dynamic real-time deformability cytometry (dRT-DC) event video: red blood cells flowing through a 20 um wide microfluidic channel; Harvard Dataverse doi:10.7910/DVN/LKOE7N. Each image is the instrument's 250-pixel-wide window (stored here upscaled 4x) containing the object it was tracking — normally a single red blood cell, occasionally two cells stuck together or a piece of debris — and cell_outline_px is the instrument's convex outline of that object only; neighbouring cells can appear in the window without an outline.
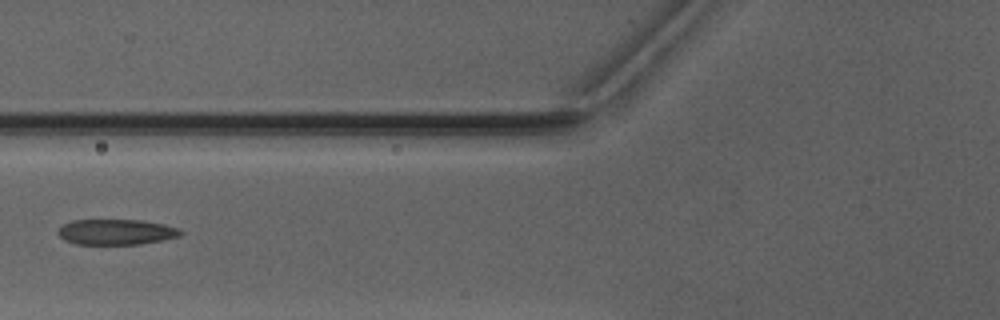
{"species": "Egyptian fruit bat (a non-hibernating species)", "species_latin": "Rousettus aegyptiacus", "temperature_condition": "warm", "stored_images_in_passage": 6, "camera_frame_rate_fps": 3000, "um_per_image_px": 0.085, "animal": {"sex": "male"}, "frame": {"image": 1, "passage_image": 6, "time_ms": 6.333, "image_size_px": [1000, 320], "cell_outline_px": [[184, 232], [180, 236], [164, 240], [140, 244], [76, 244], [64, 240], [56, 232], [64, 224], [72, 220], [144, 220], [164, 224], [180, 228]], "centroid_in_image_um": [9.92, 19.71], "position_along_channel_um": 115.9, "area_um2": 18.38}}